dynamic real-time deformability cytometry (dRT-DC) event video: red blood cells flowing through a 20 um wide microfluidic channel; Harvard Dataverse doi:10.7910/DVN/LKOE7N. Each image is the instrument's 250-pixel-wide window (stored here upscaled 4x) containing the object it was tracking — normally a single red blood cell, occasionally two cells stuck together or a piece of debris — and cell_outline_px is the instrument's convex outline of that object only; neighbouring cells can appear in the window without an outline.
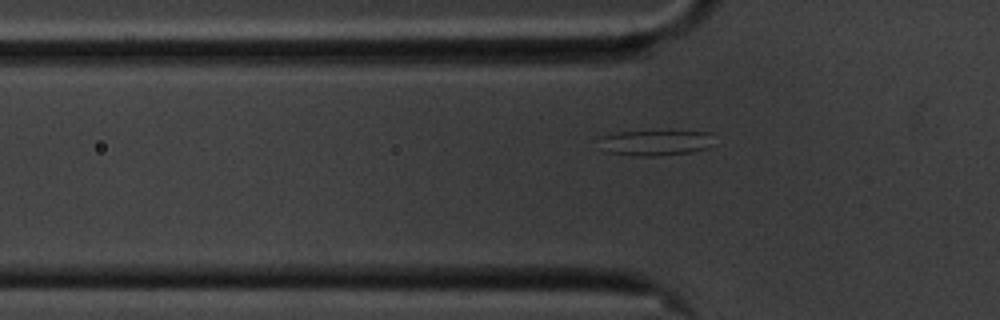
{"species": "common noctule bat (a hibernating species)", "species_latin": "Nyctalus noctula", "temperature_condition": "cold", "stored_images_in_passage": 47, "segment_of_instrument_passage": [1, 2], "camera_frame_rate_fps": 3000, "um_per_image_px": 0.085, "animal": {"sex": "male", "body_mass_g": 20.1, "forearm_length_mm": 53.5}, "frame": {"image": 1, "passage_image": 15, "time_ms": 4.667, "image_size_px": [1000, 320], "cell_outline_px": [[716, 144], [708, 148], [692, 152], [656, 156], [636, 156], [608, 152], [600, 148], [600, 136], [616, 132], [712, 132]], "centroid_in_image_um": [55.76, 12.14], "position_along_channel_um": 70.0, "area_um2": 17.17}}
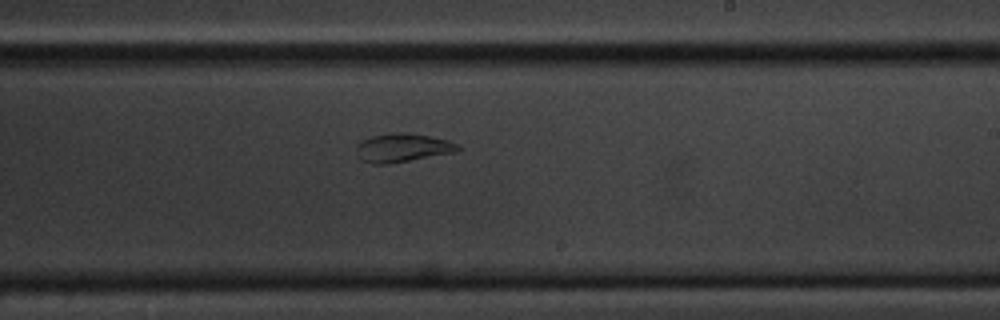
{"frame": {"image": 2, "passage_image": 31, "time_ms": 10.0, "image_size_px": [1000, 320], "cell_outline_px": [[460, 152], [388, 164], [372, 164], [360, 160], [356, 152], [356, 148], [360, 140], [372, 136], [396, 132], [408, 132], [448, 140], [456, 144], [460, 148]], "centroid_in_image_um": [34.21, 12.57], "position_along_channel_um": 254.8, "area_um2": 17.17}}
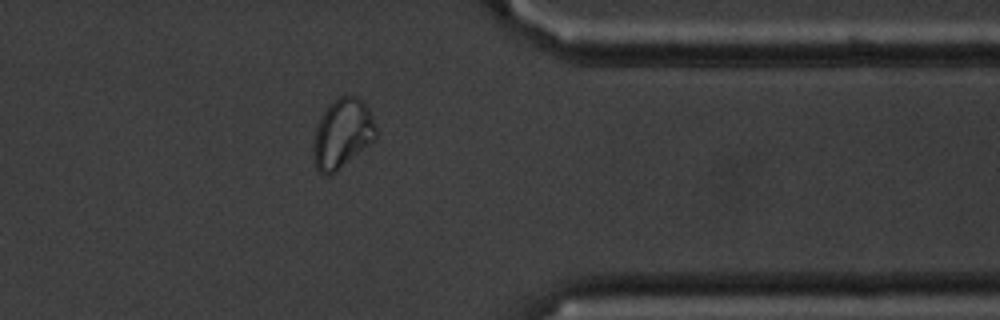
{"frame": {"image": 3, "passage_image": 43, "time_ms": 14.0, "image_size_px": [1000, 320], "cell_outline_px": [[376, 140], [336, 172], [328, 176], [324, 176], [316, 168], [312, 160], [312, 144], [316, 128], [324, 112], [340, 96], [356, 96], [364, 100], [372, 116], [376, 128]], "centroid_in_image_um": [29.1, 11.41], "position_along_channel_um": 382.3, "area_um2": 25.49}}